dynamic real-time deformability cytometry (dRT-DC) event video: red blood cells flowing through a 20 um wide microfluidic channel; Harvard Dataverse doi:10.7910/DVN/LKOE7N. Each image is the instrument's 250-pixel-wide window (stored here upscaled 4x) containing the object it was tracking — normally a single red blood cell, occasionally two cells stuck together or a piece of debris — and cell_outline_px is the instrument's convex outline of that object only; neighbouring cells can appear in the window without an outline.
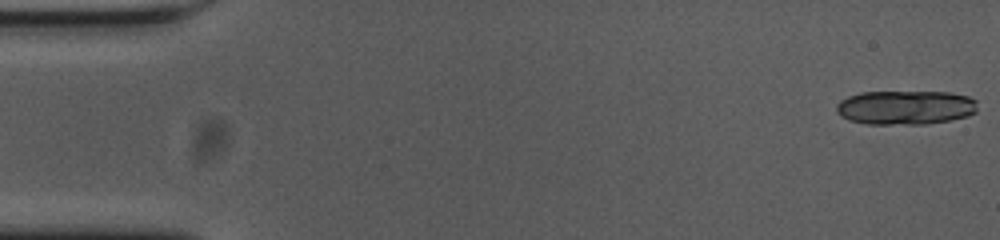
{"species": "common noctule bat (a hibernating species)", "species_latin": "Nyctalus noctula", "temperature_condition": "cold", "stored_images_in_passage": 42, "camera_frame_rate_fps": 3000, "um_per_image_px": 0.085, "animal": {"sex": "female", "body_mass_g": 23.0, "forearm_length_mm": 53.4}, "frame": {"image": 1, "passage_image": 1, "time_ms": 0.0, "image_size_px": [1000, 240], "cell_outline_px": [[976, 112], [968, 116], [948, 120], [924, 124], [868, 124], [848, 120], [840, 116], [836, 112], [836, 104], [840, 100], [848, 96], [860, 92], [948, 92], [968, 96], [976, 100]], "centroid_in_image_um": [76.92, 9.13], "position_along_channel_um": 8.1, "area_um2": 28.21}}